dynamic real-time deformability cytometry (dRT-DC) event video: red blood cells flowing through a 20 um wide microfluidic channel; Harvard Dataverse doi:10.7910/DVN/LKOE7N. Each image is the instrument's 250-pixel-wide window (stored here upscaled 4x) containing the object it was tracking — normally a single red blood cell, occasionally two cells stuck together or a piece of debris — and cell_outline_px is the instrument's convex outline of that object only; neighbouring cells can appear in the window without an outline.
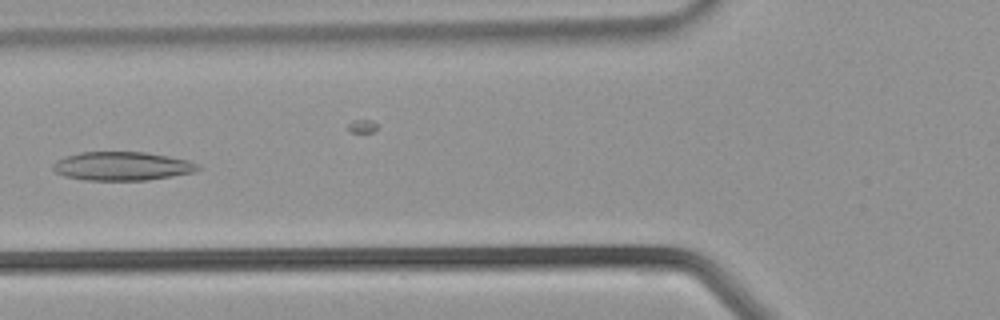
{"species": "common noctule bat (a hibernating species)", "species_latin": "Nyctalus noctula", "temperature_condition": "warm", "stored_images_in_passage": 34, "camera_frame_rate_fps": 3000, "um_per_image_px": 0.085, "animal": {"sex": "male", "body_mass_g": 21.5, "forearm_length_mm": 52.0}, "frame": {"image": 1, "passage_image": 11, "time_ms": 3.333, "image_size_px": [1000, 320], "cell_outline_px": [[200, 168], [196, 172], [148, 180], [84, 180], [64, 176], [56, 172], [52, 168], [52, 164], [56, 160], [64, 156], [80, 152], [144, 152], [168, 156], [188, 160], [200, 164]], "centroid_in_image_um": [10.38, 14.12], "position_along_channel_um": 115.4, "area_um2": 24.39}}
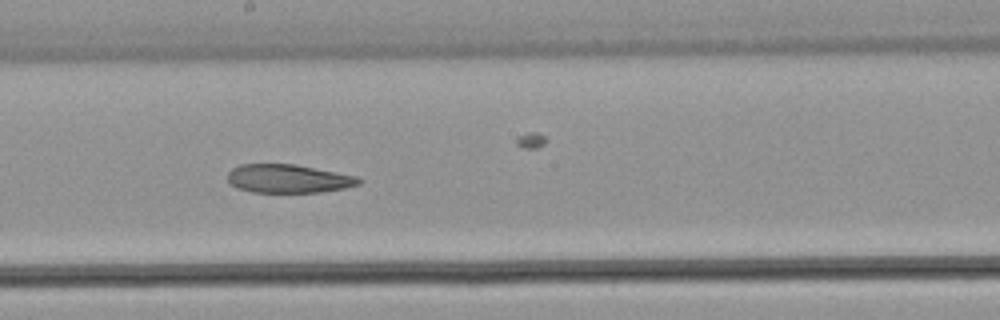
{"frame": {"image": 2, "passage_image": 17, "time_ms": 5.333, "image_size_px": [1000, 320], "cell_outline_px": [[364, 180], [360, 184], [344, 188], [320, 192], [252, 192], [236, 188], [228, 184], [228, 172], [232, 168], [240, 164], [296, 164], [356, 176]], "centroid_in_image_um": [24.48, 15.18], "position_along_channel_um": 223.7, "area_um2": 21.91}}
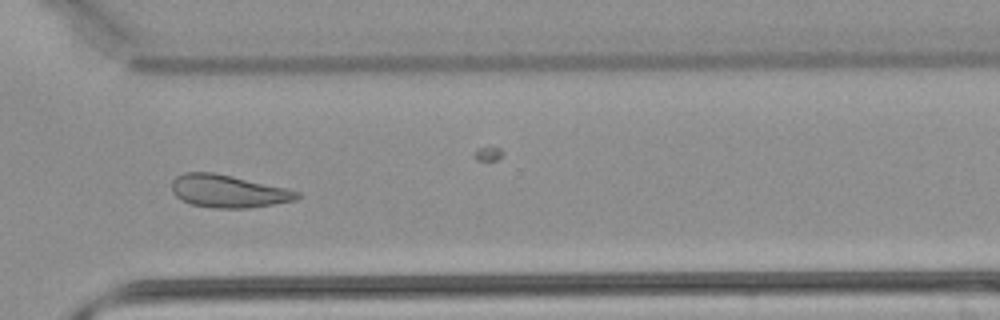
{"frame": {"image": 3, "passage_image": 24, "time_ms": 7.667, "image_size_px": [1000, 320], "cell_outline_px": [[300, 196], [296, 200], [248, 208], [216, 208], [192, 204], [180, 200], [172, 192], [172, 180], [176, 176], [184, 172], [212, 172], [232, 176], [284, 188], [300, 192]], "centroid_in_image_um": [19.35, 16.25], "position_along_channel_um": 351.2, "area_um2": 23.64}}